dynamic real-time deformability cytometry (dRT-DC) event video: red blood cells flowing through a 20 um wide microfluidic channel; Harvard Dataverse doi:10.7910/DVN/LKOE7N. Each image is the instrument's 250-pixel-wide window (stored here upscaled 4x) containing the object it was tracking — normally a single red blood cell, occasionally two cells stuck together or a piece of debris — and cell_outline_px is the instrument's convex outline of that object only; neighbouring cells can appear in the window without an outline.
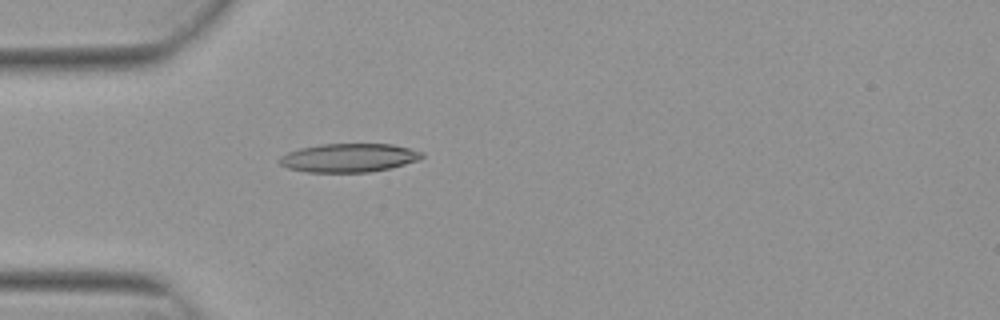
{"species": "Egyptian fruit bat (a non-hibernating species)", "species_latin": "Rousettus aegyptiacus", "temperature_condition": "warm", "stored_images_in_passage": 4, "camera_frame_rate_fps": 3000, "um_per_image_px": 0.085, "animal": {"sex": "female"}, "frame": {"image": 1, "passage_image": 4, "time_ms": 1.0, "image_size_px": [1000, 320], "cell_outline_px": [[424, 156], [420, 160], [388, 168], [368, 172], [308, 172], [288, 168], [280, 164], [276, 160], [280, 156], [288, 152], [300, 148], [320, 144], [392, 144], [424, 152]], "centroid_in_image_um": [29.63, 13.41], "position_along_channel_um": 55.4, "area_um2": 23.76}}